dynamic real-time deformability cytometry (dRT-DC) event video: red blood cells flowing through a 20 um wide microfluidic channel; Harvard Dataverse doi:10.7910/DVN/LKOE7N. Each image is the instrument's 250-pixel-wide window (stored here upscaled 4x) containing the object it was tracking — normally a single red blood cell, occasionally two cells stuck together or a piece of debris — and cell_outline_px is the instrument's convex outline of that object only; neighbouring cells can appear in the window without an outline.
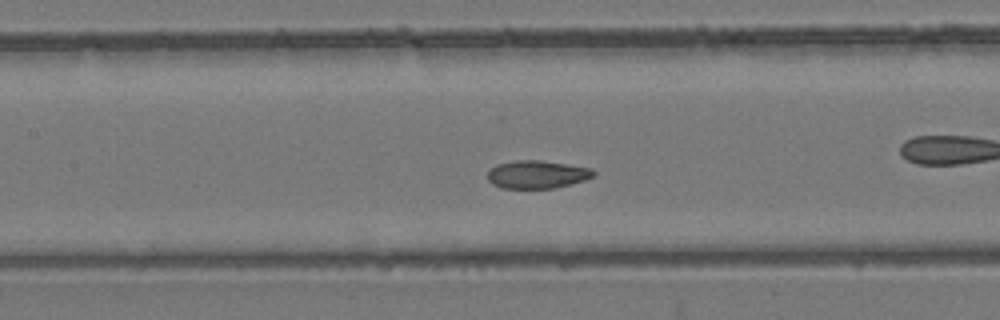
{"species": "common noctule bat (a hibernating species)", "species_latin": "Nyctalus noctula", "temperature_condition": "room temperature", "stored_images_in_passage": 43, "camera_frame_rate_fps": 3000, "um_per_image_px": 0.085, "animal": {"sex": "female", "body_mass_g": 24.6, "forearm_length_mm": 56.2}, "frame": {"image": 1, "passage_image": 13, "time_ms": 4.0, "image_size_px": [1000, 320], "cell_outline_px": [[596, 176], [572, 184], [556, 188], [504, 188], [492, 184], [488, 180], [488, 172], [496, 164], [516, 160], [540, 160], [592, 168], [596, 172]], "centroid_in_image_um": [45.68, 14.83], "position_along_channel_um": 161.7, "area_um2": 17.34}}
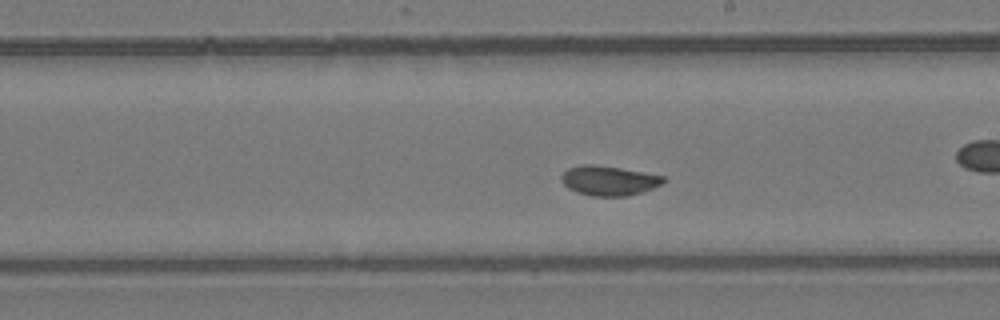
{"frame": {"image": 2, "passage_image": 19, "time_ms": 6.0, "image_size_px": [1000, 320], "cell_outline_px": [[668, 180], [652, 188], [640, 192], [624, 196], [592, 196], [576, 192], [568, 188], [560, 180], [560, 176], [568, 168], [580, 164], [596, 164], [620, 168], [664, 176]], "centroid_in_image_um": [51.71, 15.34], "position_along_channel_um": 237.3, "area_um2": 17.63}, "authors_computed_cell_mechanics": {"area_um2": 18.0914, "velocity_mm_per_s": 3.7886, "shape_relaxation_time_tau1_ms": 3.6195, "shape_relaxation_time_tau2_ms": null, "deformation_change_tau1": 0.0773, "deformation_change_tau2": null}}